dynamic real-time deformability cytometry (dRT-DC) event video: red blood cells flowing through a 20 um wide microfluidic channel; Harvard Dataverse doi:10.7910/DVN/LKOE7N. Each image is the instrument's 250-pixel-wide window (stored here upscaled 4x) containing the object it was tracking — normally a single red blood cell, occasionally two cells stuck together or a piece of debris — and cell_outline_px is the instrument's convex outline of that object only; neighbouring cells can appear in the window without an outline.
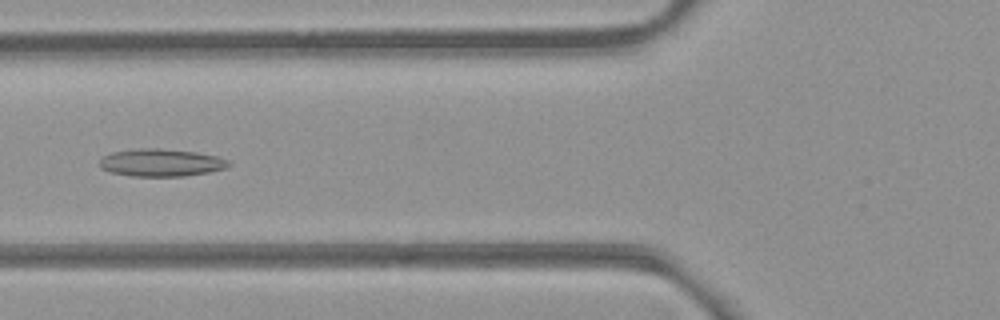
{"species": "common noctule bat (a hibernating species)", "species_latin": "Nyctalus noctula", "temperature_condition": "room temperature", "stored_images_in_passage": 54, "camera_frame_rate_fps": 3000, "um_per_image_px": 0.085, "animal": {"sex": "female", "body_mass_g": 21.9}, "frame": {"image": 1, "passage_image": 21, "time_ms": 6.667, "image_size_px": [1000, 320], "cell_outline_px": [[232, 164], [224, 168], [208, 172], [184, 176], [132, 176], [112, 172], [100, 168], [100, 160], [104, 156], [112, 152], [140, 148], [160, 148], [196, 152], [216, 156], [228, 160]], "centroid_in_image_um": [13.69, 13.82], "position_along_channel_um": 112.1, "area_um2": 20.58}}
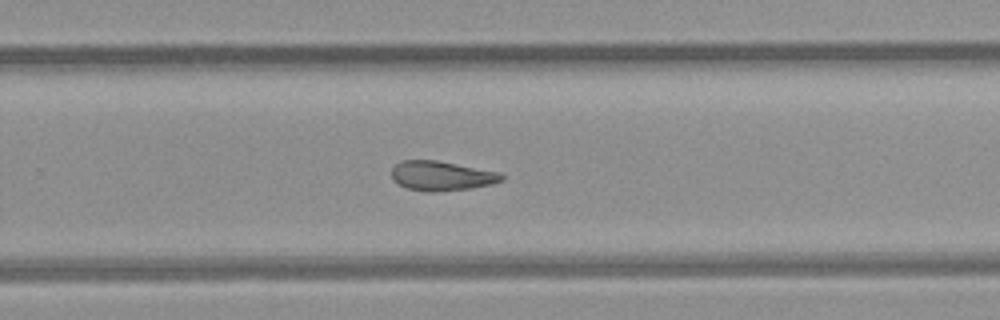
{"frame": {"image": 2, "passage_image": 35, "time_ms": 11.333, "image_size_px": [1000, 320], "cell_outline_px": [[504, 180], [492, 184], [472, 188], [436, 192], [428, 192], [408, 188], [392, 180], [392, 168], [400, 160], [436, 160], [500, 172], [504, 176]], "centroid_in_image_um": [37.54, 14.95], "position_along_channel_um": 292.3, "area_um2": 19.02}}
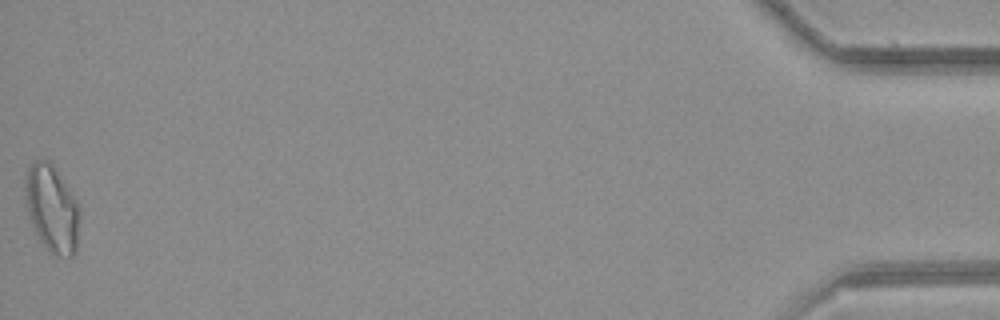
{"frame": {"image": 3, "passage_image": 54, "time_ms": 17.667, "image_size_px": [1000, 320], "cell_outline_px": [[80, 216], [76, 252], [72, 256], [52, 256], [48, 252], [40, 240], [32, 224], [28, 212], [24, 192], [24, 180], [28, 168], [36, 160], [48, 160], [52, 164], [80, 208]], "centroid_in_image_um": [4.41, 17.78], "position_along_channel_um": 430.8, "area_um2": 27.51}, "authors_computed_cell_mechanics": {"area_um2": 21.1548, "velocity_mm_per_s": 3.8602, "shape_relaxation_time_tau1_ms": null, "shape_relaxation_time_tau2_ms": 9.8049, "deformation_change_tau1": null, "deformation_change_tau2": 0.2084}}